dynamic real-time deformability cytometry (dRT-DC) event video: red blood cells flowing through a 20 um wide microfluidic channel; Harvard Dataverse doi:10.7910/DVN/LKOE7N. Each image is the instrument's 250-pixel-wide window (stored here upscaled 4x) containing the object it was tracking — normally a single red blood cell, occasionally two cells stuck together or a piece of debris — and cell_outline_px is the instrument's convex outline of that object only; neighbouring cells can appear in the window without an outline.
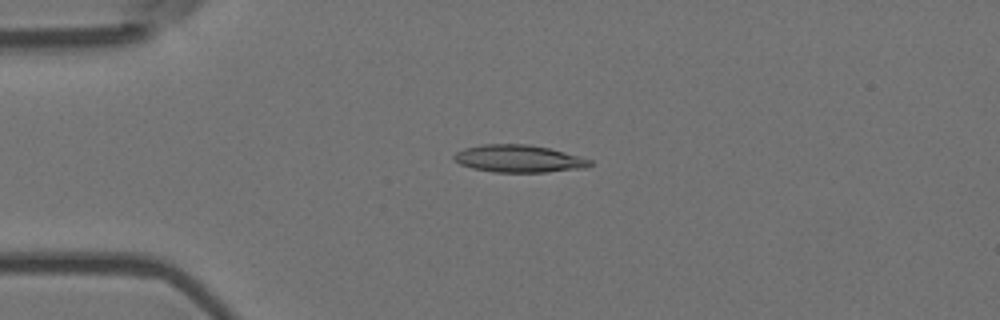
{"species": "Egyptian fruit bat (a non-hibernating species)", "species_latin": "Rousettus aegyptiacus", "temperature_condition": "room temperature", "stored_images_in_passage": 55, "camera_frame_rate_fps": 3000, "um_per_image_px": 0.085, "animal": {"sex": "female"}, "frame": {"image": 1, "passage_image": 13, "time_ms": 4.0, "image_size_px": [1000, 320], "cell_outline_px": [[592, 164], [584, 168], [544, 172], [496, 172], [472, 168], [460, 164], [452, 156], [456, 152], [464, 148], [484, 144], [528, 144], [548, 148], [564, 152], [592, 160]], "centroid_in_image_um": [44.08, 13.48], "position_along_channel_um": 40.9, "area_um2": 21.5}}
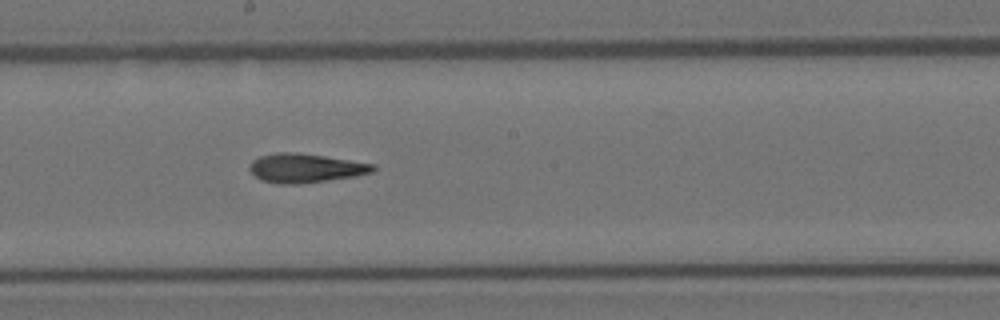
{"frame": {"image": 2, "passage_image": 30, "time_ms": 9.667, "image_size_px": [1000, 320], "cell_outline_px": [[376, 168], [372, 172], [356, 176], [328, 180], [296, 184], [280, 184], [260, 180], [248, 168], [248, 164], [252, 160], [260, 156], [276, 152], [296, 152], [324, 156], [376, 164]], "centroid_in_image_um": [25.94, 14.28], "position_along_channel_um": 222.3, "area_um2": 20.92}}
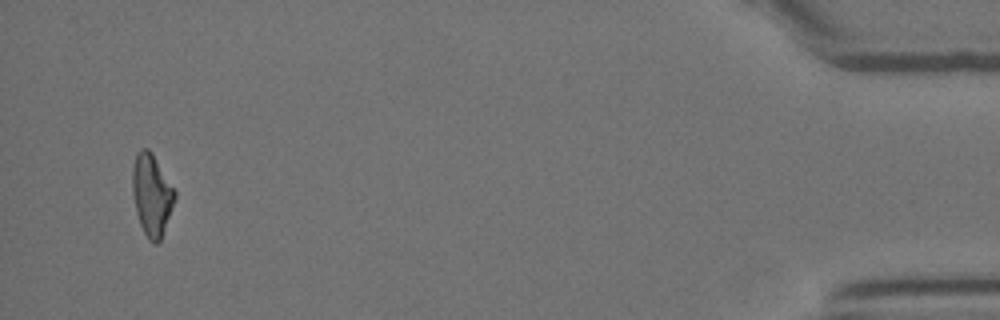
{"frame": {"image": 3, "passage_image": 53, "time_ms": 17.333, "image_size_px": [1000, 320], "cell_outline_px": [[176, 196], [160, 240], [156, 244], [152, 244], [148, 240], [140, 224], [136, 212], [132, 192], [132, 168], [136, 152], [140, 148], [148, 148], [152, 152], [176, 192]], "centroid_in_image_um": [12.87, 16.53], "position_along_channel_um": 422.3, "area_um2": 20.11}, "authors_computed_cell_mechanics": {"area_um2": 20.5768, "velocity_mm_per_s": 3.6491, "shape_relaxation_time_tau1_ms": 8.9933, "shape_relaxation_time_tau2_ms": 4.6894, "deformation_change_tau1": 0.2427, "deformation_change_tau2": 0.1536}}